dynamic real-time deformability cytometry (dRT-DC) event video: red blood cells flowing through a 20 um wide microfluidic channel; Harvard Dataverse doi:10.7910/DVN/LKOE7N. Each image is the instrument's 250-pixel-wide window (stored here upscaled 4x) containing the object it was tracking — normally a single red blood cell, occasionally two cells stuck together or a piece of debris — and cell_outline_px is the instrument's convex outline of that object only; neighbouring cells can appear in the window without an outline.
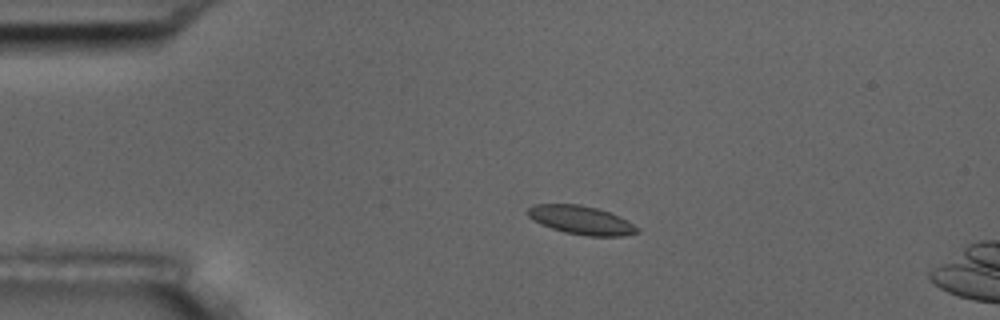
{"species": "common noctule bat (a hibernating species)", "species_latin": "Nyctalus noctula", "temperature_condition": "room temperature", "stored_images_in_passage": 6, "camera_frame_rate_fps": 3000, "um_per_image_px": 0.085, "animal": {"sex": "male", "body_mass_g": 17.5, "forearm_length_mm": 52.3}, "frame": {"image": 1, "passage_image": 4, "time_ms": 1.0, "image_size_px": [1000, 320], "cell_outline_px": [[640, 232], [620, 236], [588, 236], [564, 232], [540, 224], [532, 220], [528, 216], [528, 208], [536, 204], [580, 204], [596, 208], [620, 216], [628, 220], [640, 228]], "centroid_in_image_um": [49.42, 18.71], "position_along_channel_um": 35.6, "area_um2": 18.26}}